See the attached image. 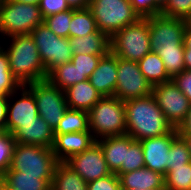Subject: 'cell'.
Segmentation results:
<instances>
[{
  "label": "cell",
  "instance_id": "1",
  "mask_svg": "<svg viewBox=\"0 0 191 190\" xmlns=\"http://www.w3.org/2000/svg\"><path fill=\"white\" fill-rule=\"evenodd\" d=\"M125 104L126 134L140 141L158 137L174 128L168 122L152 94L128 100Z\"/></svg>",
  "mask_w": 191,
  "mask_h": 190
},
{
  "label": "cell",
  "instance_id": "50",
  "mask_svg": "<svg viewBox=\"0 0 191 190\" xmlns=\"http://www.w3.org/2000/svg\"><path fill=\"white\" fill-rule=\"evenodd\" d=\"M155 2H156V4H157L161 9H163V8L166 6L168 0H155Z\"/></svg>",
  "mask_w": 191,
  "mask_h": 190
},
{
  "label": "cell",
  "instance_id": "53",
  "mask_svg": "<svg viewBox=\"0 0 191 190\" xmlns=\"http://www.w3.org/2000/svg\"><path fill=\"white\" fill-rule=\"evenodd\" d=\"M2 181H3V174L0 173V185H1Z\"/></svg>",
  "mask_w": 191,
  "mask_h": 190
},
{
  "label": "cell",
  "instance_id": "28",
  "mask_svg": "<svg viewBox=\"0 0 191 190\" xmlns=\"http://www.w3.org/2000/svg\"><path fill=\"white\" fill-rule=\"evenodd\" d=\"M99 29L89 8L72 9V18L69 25V37H82Z\"/></svg>",
  "mask_w": 191,
  "mask_h": 190
},
{
  "label": "cell",
  "instance_id": "42",
  "mask_svg": "<svg viewBox=\"0 0 191 190\" xmlns=\"http://www.w3.org/2000/svg\"><path fill=\"white\" fill-rule=\"evenodd\" d=\"M8 96H0V132L6 131Z\"/></svg>",
  "mask_w": 191,
  "mask_h": 190
},
{
  "label": "cell",
  "instance_id": "27",
  "mask_svg": "<svg viewBox=\"0 0 191 190\" xmlns=\"http://www.w3.org/2000/svg\"><path fill=\"white\" fill-rule=\"evenodd\" d=\"M89 129V114L84 110L69 109L59 121L54 134H65L71 132H84Z\"/></svg>",
  "mask_w": 191,
  "mask_h": 190
},
{
  "label": "cell",
  "instance_id": "29",
  "mask_svg": "<svg viewBox=\"0 0 191 190\" xmlns=\"http://www.w3.org/2000/svg\"><path fill=\"white\" fill-rule=\"evenodd\" d=\"M165 190H191V162L172 167L164 176Z\"/></svg>",
  "mask_w": 191,
  "mask_h": 190
},
{
  "label": "cell",
  "instance_id": "52",
  "mask_svg": "<svg viewBox=\"0 0 191 190\" xmlns=\"http://www.w3.org/2000/svg\"><path fill=\"white\" fill-rule=\"evenodd\" d=\"M187 24L191 27V16H190V18L187 20Z\"/></svg>",
  "mask_w": 191,
  "mask_h": 190
},
{
  "label": "cell",
  "instance_id": "4",
  "mask_svg": "<svg viewBox=\"0 0 191 190\" xmlns=\"http://www.w3.org/2000/svg\"><path fill=\"white\" fill-rule=\"evenodd\" d=\"M39 5L0 0V35L1 38L15 35H30L43 23Z\"/></svg>",
  "mask_w": 191,
  "mask_h": 190
},
{
  "label": "cell",
  "instance_id": "22",
  "mask_svg": "<svg viewBox=\"0 0 191 190\" xmlns=\"http://www.w3.org/2000/svg\"><path fill=\"white\" fill-rule=\"evenodd\" d=\"M121 188L165 189L164 176L149 168H141L119 176Z\"/></svg>",
  "mask_w": 191,
  "mask_h": 190
},
{
  "label": "cell",
  "instance_id": "44",
  "mask_svg": "<svg viewBox=\"0 0 191 190\" xmlns=\"http://www.w3.org/2000/svg\"><path fill=\"white\" fill-rule=\"evenodd\" d=\"M72 9H85L89 7L90 0H66Z\"/></svg>",
  "mask_w": 191,
  "mask_h": 190
},
{
  "label": "cell",
  "instance_id": "18",
  "mask_svg": "<svg viewBox=\"0 0 191 190\" xmlns=\"http://www.w3.org/2000/svg\"><path fill=\"white\" fill-rule=\"evenodd\" d=\"M16 143L52 148L54 130L38 116L34 121L22 124L13 134Z\"/></svg>",
  "mask_w": 191,
  "mask_h": 190
},
{
  "label": "cell",
  "instance_id": "47",
  "mask_svg": "<svg viewBox=\"0 0 191 190\" xmlns=\"http://www.w3.org/2000/svg\"><path fill=\"white\" fill-rule=\"evenodd\" d=\"M178 135L184 140L191 156V134H178Z\"/></svg>",
  "mask_w": 191,
  "mask_h": 190
},
{
  "label": "cell",
  "instance_id": "7",
  "mask_svg": "<svg viewBox=\"0 0 191 190\" xmlns=\"http://www.w3.org/2000/svg\"><path fill=\"white\" fill-rule=\"evenodd\" d=\"M88 8L98 29L110 38L120 29L140 19L130 0H90Z\"/></svg>",
  "mask_w": 191,
  "mask_h": 190
},
{
  "label": "cell",
  "instance_id": "40",
  "mask_svg": "<svg viewBox=\"0 0 191 190\" xmlns=\"http://www.w3.org/2000/svg\"><path fill=\"white\" fill-rule=\"evenodd\" d=\"M39 9L44 19L45 17L67 11L71 8L66 0H40Z\"/></svg>",
  "mask_w": 191,
  "mask_h": 190
},
{
  "label": "cell",
  "instance_id": "37",
  "mask_svg": "<svg viewBox=\"0 0 191 190\" xmlns=\"http://www.w3.org/2000/svg\"><path fill=\"white\" fill-rule=\"evenodd\" d=\"M102 55L73 54L71 62L81 72V78H90Z\"/></svg>",
  "mask_w": 191,
  "mask_h": 190
},
{
  "label": "cell",
  "instance_id": "34",
  "mask_svg": "<svg viewBox=\"0 0 191 190\" xmlns=\"http://www.w3.org/2000/svg\"><path fill=\"white\" fill-rule=\"evenodd\" d=\"M168 156V171L172 167H179L191 162L187 145L179 135L172 141Z\"/></svg>",
  "mask_w": 191,
  "mask_h": 190
},
{
  "label": "cell",
  "instance_id": "10",
  "mask_svg": "<svg viewBox=\"0 0 191 190\" xmlns=\"http://www.w3.org/2000/svg\"><path fill=\"white\" fill-rule=\"evenodd\" d=\"M152 85L140 71L138 62L117 57V80L114 97L123 102L152 94Z\"/></svg>",
  "mask_w": 191,
  "mask_h": 190
},
{
  "label": "cell",
  "instance_id": "39",
  "mask_svg": "<svg viewBox=\"0 0 191 190\" xmlns=\"http://www.w3.org/2000/svg\"><path fill=\"white\" fill-rule=\"evenodd\" d=\"M87 190H121L120 179L115 173H112L88 182Z\"/></svg>",
  "mask_w": 191,
  "mask_h": 190
},
{
  "label": "cell",
  "instance_id": "3",
  "mask_svg": "<svg viewBox=\"0 0 191 190\" xmlns=\"http://www.w3.org/2000/svg\"><path fill=\"white\" fill-rule=\"evenodd\" d=\"M88 114L89 129L96 141L126 134L125 104L117 97H102Z\"/></svg>",
  "mask_w": 191,
  "mask_h": 190
},
{
  "label": "cell",
  "instance_id": "12",
  "mask_svg": "<svg viewBox=\"0 0 191 190\" xmlns=\"http://www.w3.org/2000/svg\"><path fill=\"white\" fill-rule=\"evenodd\" d=\"M152 95L168 122L177 129L189 111L191 105L189 99L172 79L155 85L152 89Z\"/></svg>",
  "mask_w": 191,
  "mask_h": 190
},
{
  "label": "cell",
  "instance_id": "20",
  "mask_svg": "<svg viewBox=\"0 0 191 190\" xmlns=\"http://www.w3.org/2000/svg\"><path fill=\"white\" fill-rule=\"evenodd\" d=\"M73 54L102 55L111 51L110 37L100 30L82 37H69Z\"/></svg>",
  "mask_w": 191,
  "mask_h": 190
},
{
  "label": "cell",
  "instance_id": "2",
  "mask_svg": "<svg viewBox=\"0 0 191 190\" xmlns=\"http://www.w3.org/2000/svg\"><path fill=\"white\" fill-rule=\"evenodd\" d=\"M7 39H10L9 45L4 48L2 43V48L8 55L10 71L19 83L26 85L47 80L48 75L31 35H15Z\"/></svg>",
  "mask_w": 191,
  "mask_h": 190
},
{
  "label": "cell",
  "instance_id": "14",
  "mask_svg": "<svg viewBox=\"0 0 191 190\" xmlns=\"http://www.w3.org/2000/svg\"><path fill=\"white\" fill-rule=\"evenodd\" d=\"M20 93L21 97H17ZM14 98H16L15 102H13ZM38 116L34 95L24 85L19 90L9 94L6 131L13 134L22 124L34 121Z\"/></svg>",
  "mask_w": 191,
  "mask_h": 190
},
{
  "label": "cell",
  "instance_id": "25",
  "mask_svg": "<svg viewBox=\"0 0 191 190\" xmlns=\"http://www.w3.org/2000/svg\"><path fill=\"white\" fill-rule=\"evenodd\" d=\"M3 181L17 190H50L52 179H42L39 175H22L19 171H6Z\"/></svg>",
  "mask_w": 191,
  "mask_h": 190
},
{
  "label": "cell",
  "instance_id": "16",
  "mask_svg": "<svg viewBox=\"0 0 191 190\" xmlns=\"http://www.w3.org/2000/svg\"><path fill=\"white\" fill-rule=\"evenodd\" d=\"M95 142L91 131L54 134L52 151L58 162H65L71 156L85 151Z\"/></svg>",
  "mask_w": 191,
  "mask_h": 190
},
{
  "label": "cell",
  "instance_id": "35",
  "mask_svg": "<svg viewBox=\"0 0 191 190\" xmlns=\"http://www.w3.org/2000/svg\"><path fill=\"white\" fill-rule=\"evenodd\" d=\"M16 140L8 132H0V173L4 174L10 169Z\"/></svg>",
  "mask_w": 191,
  "mask_h": 190
},
{
  "label": "cell",
  "instance_id": "41",
  "mask_svg": "<svg viewBox=\"0 0 191 190\" xmlns=\"http://www.w3.org/2000/svg\"><path fill=\"white\" fill-rule=\"evenodd\" d=\"M172 81L189 99V102L191 104V70L185 69L180 74L175 75L172 78Z\"/></svg>",
  "mask_w": 191,
  "mask_h": 190
},
{
  "label": "cell",
  "instance_id": "43",
  "mask_svg": "<svg viewBox=\"0 0 191 190\" xmlns=\"http://www.w3.org/2000/svg\"><path fill=\"white\" fill-rule=\"evenodd\" d=\"M178 134H191V105L185 120L177 128Z\"/></svg>",
  "mask_w": 191,
  "mask_h": 190
},
{
  "label": "cell",
  "instance_id": "23",
  "mask_svg": "<svg viewBox=\"0 0 191 190\" xmlns=\"http://www.w3.org/2000/svg\"><path fill=\"white\" fill-rule=\"evenodd\" d=\"M87 182L65 162H58L52 179L51 190H87Z\"/></svg>",
  "mask_w": 191,
  "mask_h": 190
},
{
  "label": "cell",
  "instance_id": "48",
  "mask_svg": "<svg viewBox=\"0 0 191 190\" xmlns=\"http://www.w3.org/2000/svg\"><path fill=\"white\" fill-rule=\"evenodd\" d=\"M11 1L26 3V4H34V5H39L40 3V0H11Z\"/></svg>",
  "mask_w": 191,
  "mask_h": 190
},
{
  "label": "cell",
  "instance_id": "11",
  "mask_svg": "<svg viewBox=\"0 0 191 190\" xmlns=\"http://www.w3.org/2000/svg\"><path fill=\"white\" fill-rule=\"evenodd\" d=\"M150 25V49L184 47L183 35L187 26L184 19H176L157 14L147 18Z\"/></svg>",
  "mask_w": 191,
  "mask_h": 190
},
{
  "label": "cell",
  "instance_id": "46",
  "mask_svg": "<svg viewBox=\"0 0 191 190\" xmlns=\"http://www.w3.org/2000/svg\"><path fill=\"white\" fill-rule=\"evenodd\" d=\"M184 62L187 70H191V50H184Z\"/></svg>",
  "mask_w": 191,
  "mask_h": 190
},
{
  "label": "cell",
  "instance_id": "15",
  "mask_svg": "<svg viewBox=\"0 0 191 190\" xmlns=\"http://www.w3.org/2000/svg\"><path fill=\"white\" fill-rule=\"evenodd\" d=\"M177 136V129L174 128L167 134L140 140L145 167L165 176L168 172V153L171 148L172 141Z\"/></svg>",
  "mask_w": 191,
  "mask_h": 190
},
{
  "label": "cell",
  "instance_id": "24",
  "mask_svg": "<svg viewBox=\"0 0 191 190\" xmlns=\"http://www.w3.org/2000/svg\"><path fill=\"white\" fill-rule=\"evenodd\" d=\"M138 64L140 71L152 87L171 80L161 57L156 52L147 53Z\"/></svg>",
  "mask_w": 191,
  "mask_h": 190
},
{
  "label": "cell",
  "instance_id": "17",
  "mask_svg": "<svg viewBox=\"0 0 191 190\" xmlns=\"http://www.w3.org/2000/svg\"><path fill=\"white\" fill-rule=\"evenodd\" d=\"M88 80L102 97L114 96L117 80V56L111 51L102 56Z\"/></svg>",
  "mask_w": 191,
  "mask_h": 190
},
{
  "label": "cell",
  "instance_id": "8",
  "mask_svg": "<svg viewBox=\"0 0 191 190\" xmlns=\"http://www.w3.org/2000/svg\"><path fill=\"white\" fill-rule=\"evenodd\" d=\"M30 35L47 75L57 66L72 60L73 53L68 38L57 36L45 23L38 25Z\"/></svg>",
  "mask_w": 191,
  "mask_h": 190
},
{
  "label": "cell",
  "instance_id": "19",
  "mask_svg": "<svg viewBox=\"0 0 191 190\" xmlns=\"http://www.w3.org/2000/svg\"><path fill=\"white\" fill-rule=\"evenodd\" d=\"M134 139L128 134L105 137L97 140L100 145L107 166L112 173H116L122 163H125L126 147Z\"/></svg>",
  "mask_w": 191,
  "mask_h": 190
},
{
  "label": "cell",
  "instance_id": "32",
  "mask_svg": "<svg viewBox=\"0 0 191 190\" xmlns=\"http://www.w3.org/2000/svg\"><path fill=\"white\" fill-rule=\"evenodd\" d=\"M144 167L145 163L142 145L140 141L134 139L126 147L125 163H122L121 168L115 174L119 177L121 174H125Z\"/></svg>",
  "mask_w": 191,
  "mask_h": 190
},
{
  "label": "cell",
  "instance_id": "30",
  "mask_svg": "<svg viewBox=\"0 0 191 190\" xmlns=\"http://www.w3.org/2000/svg\"><path fill=\"white\" fill-rule=\"evenodd\" d=\"M185 47L158 49L156 54L161 57L168 76L172 79L186 69L184 62Z\"/></svg>",
  "mask_w": 191,
  "mask_h": 190
},
{
  "label": "cell",
  "instance_id": "33",
  "mask_svg": "<svg viewBox=\"0 0 191 190\" xmlns=\"http://www.w3.org/2000/svg\"><path fill=\"white\" fill-rule=\"evenodd\" d=\"M71 18L72 8L67 11L45 17L43 23H45L57 36L69 38V25Z\"/></svg>",
  "mask_w": 191,
  "mask_h": 190
},
{
  "label": "cell",
  "instance_id": "36",
  "mask_svg": "<svg viewBox=\"0 0 191 190\" xmlns=\"http://www.w3.org/2000/svg\"><path fill=\"white\" fill-rule=\"evenodd\" d=\"M161 14L176 19L188 20L191 16V0H168Z\"/></svg>",
  "mask_w": 191,
  "mask_h": 190
},
{
  "label": "cell",
  "instance_id": "21",
  "mask_svg": "<svg viewBox=\"0 0 191 190\" xmlns=\"http://www.w3.org/2000/svg\"><path fill=\"white\" fill-rule=\"evenodd\" d=\"M69 109L89 111L102 96L87 79L64 90Z\"/></svg>",
  "mask_w": 191,
  "mask_h": 190
},
{
  "label": "cell",
  "instance_id": "51",
  "mask_svg": "<svg viewBox=\"0 0 191 190\" xmlns=\"http://www.w3.org/2000/svg\"><path fill=\"white\" fill-rule=\"evenodd\" d=\"M121 190H144V189H128V188H121ZM146 190H165V189H146Z\"/></svg>",
  "mask_w": 191,
  "mask_h": 190
},
{
  "label": "cell",
  "instance_id": "26",
  "mask_svg": "<svg viewBox=\"0 0 191 190\" xmlns=\"http://www.w3.org/2000/svg\"><path fill=\"white\" fill-rule=\"evenodd\" d=\"M88 78H81V72L70 61L54 68L47 76V80L55 87L66 90L70 86L86 81Z\"/></svg>",
  "mask_w": 191,
  "mask_h": 190
},
{
  "label": "cell",
  "instance_id": "5",
  "mask_svg": "<svg viewBox=\"0 0 191 190\" xmlns=\"http://www.w3.org/2000/svg\"><path fill=\"white\" fill-rule=\"evenodd\" d=\"M58 161L52 148L16 143L10 169L22 175H39L42 179H53Z\"/></svg>",
  "mask_w": 191,
  "mask_h": 190
},
{
  "label": "cell",
  "instance_id": "6",
  "mask_svg": "<svg viewBox=\"0 0 191 190\" xmlns=\"http://www.w3.org/2000/svg\"><path fill=\"white\" fill-rule=\"evenodd\" d=\"M150 25L147 18L125 26L111 38V52L117 57L139 62L150 49Z\"/></svg>",
  "mask_w": 191,
  "mask_h": 190
},
{
  "label": "cell",
  "instance_id": "49",
  "mask_svg": "<svg viewBox=\"0 0 191 190\" xmlns=\"http://www.w3.org/2000/svg\"><path fill=\"white\" fill-rule=\"evenodd\" d=\"M0 190H17L11 186H8L4 181L0 185Z\"/></svg>",
  "mask_w": 191,
  "mask_h": 190
},
{
  "label": "cell",
  "instance_id": "13",
  "mask_svg": "<svg viewBox=\"0 0 191 190\" xmlns=\"http://www.w3.org/2000/svg\"><path fill=\"white\" fill-rule=\"evenodd\" d=\"M65 163L87 183L112 174L97 142L85 151L71 156Z\"/></svg>",
  "mask_w": 191,
  "mask_h": 190
},
{
  "label": "cell",
  "instance_id": "45",
  "mask_svg": "<svg viewBox=\"0 0 191 190\" xmlns=\"http://www.w3.org/2000/svg\"><path fill=\"white\" fill-rule=\"evenodd\" d=\"M183 43L185 50H191V27L188 24L184 30Z\"/></svg>",
  "mask_w": 191,
  "mask_h": 190
},
{
  "label": "cell",
  "instance_id": "9",
  "mask_svg": "<svg viewBox=\"0 0 191 190\" xmlns=\"http://www.w3.org/2000/svg\"><path fill=\"white\" fill-rule=\"evenodd\" d=\"M24 86L34 95L38 115L55 130L68 110L64 91L53 86L48 80L28 83Z\"/></svg>",
  "mask_w": 191,
  "mask_h": 190
},
{
  "label": "cell",
  "instance_id": "31",
  "mask_svg": "<svg viewBox=\"0 0 191 190\" xmlns=\"http://www.w3.org/2000/svg\"><path fill=\"white\" fill-rule=\"evenodd\" d=\"M19 81L13 76L9 68V58L6 51L0 48V96H9L21 88Z\"/></svg>",
  "mask_w": 191,
  "mask_h": 190
},
{
  "label": "cell",
  "instance_id": "38",
  "mask_svg": "<svg viewBox=\"0 0 191 190\" xmlns=\"http://www.w3.org/2000/svg\"><path fill=\"white\" fill-rule=\"evenodd\" d=\"M132 7L140 18H148L161 14V8L155 0H130Z\"/></svg>",
  "mask_w": 191,
  "mask_h": 190
}]
</instances>
